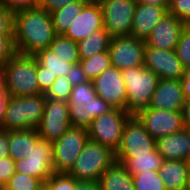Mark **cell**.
Segmentation results:
<instances>
[{"mask_svg":"<svg viewBox=\"0 0 190 190\" xmlns=\"http://www.w3.org/2000/svg\"><path fill=\"white\" fill-rule=\"evenodd\" d=\"M56 35L51 14L41 6L14 13L13 43L17 53L34 56L48 48Z\"/></svg>","mask_w":190,"mask_h":190,"instance_id":"1","label":"cell"},{"mask_svg":"<svg viewBox=\"0 0 190 190\" xmlns=\"http://www.w3.org/2000/svg\"><path fill=\"white\" fill-rule=\"evenodd\" d=\"M36 75L35 56L16 52L3 67L4 90L14 97L41 94Z\"/></svg>","mask_w":190,"mask_h":190,"instance_id":"2","label":"cell"},{"mask_svg":"<svg viewBox=\"0 0 190 190\" xmlns=\"http://www.w3.org/2000/svg\"><path fill=\"white\" fill-rule=\"evenodd\" d=\"M72 127L87 129L91 122L113 107L97 96L92 81L73 86L67 101Z\"/></svg>","mask_w":190,"mask_h":190,"instance_id":"3","label":"cell"},{"mask_svg":"<svg viewBox=\"0 0 190 190\" xmlns=\"http://www.w3.org/2000/svg\"><path fill=\"white\" fill-rule=\"evenodd\" d=\"M45 102L44 93L22 97L9 96L2 130L36 129L42 119Z\"/></svg>","mask_w":190,"mask_h":190,"instance_id":"4","label":"cell"},{"mask_svg":"<svg viewBox=\"0 0 190 190\" xmlns=\"http://www.w3.org/2000/svg\"><path fill=\"white\" fill-rule=\"evenodd\" d=\"M121 73L126 85V111L137 115L149 107L160 78L144 66L123 69Z\"/></svg>","mask_w":190,"mask_h":190,"instance_id":"5","label":"cell"},{"mask_svg":"<svg viewBox=\"0 0 190 190\" xmlns=\"http://www.w3.org/2000/svg\"><path fill=\"white\" fill-rule=\"evenodd\" d=\"M115 161V152L97 142L88 140L68 174L77 181H99L101 175Z\"/></svg>","mask_w":190,"mask_h":190,"instance_id":"6","label":"cell"},{"mask_svg":"<svg viewBox=\"0 0 190 190\" xmlns=\"http://www.w3.org/2000/svg\"><path fill=\"white\" fill-rule=\"evenodd\" d=\"M130 116L127 111L113 108L96 117L87 128L89 140L108 147L116 153L121 144L124 125Z\"/></svg>","mask_w":190,"mask_h":190,"instance_id":"7","label":"cell"},{"mask_svg":"<svg viewBox=\"0 0 190 190\" xmlns=\"http://www.w3.org/2000/svg\"><path fill=\"white\" fill-rule=\"evenodd\" d=\"M89 140L87 129L70 127L53 145V171L68 173Z\"/></svg>","mask_w":190,"mask_h":190,"instance_id":"8","label":"cell"},{"mask_svg":"<svg viewBox=\"0 0 190 190\" xmlns=\"http://www.w3.org/2000/svg\"><path fill=\"white\" fill-rule=\"evenodd\" d=\"M104 28L110 36H131L132 21L137 5L136 0H102L99 2Z\"/></svg>","mask_w":190,"mask_h":190,"instance_id":"9","label":"cell"},{"mask_svg":"<svg viewBox=\"0 0 190 190\" xmlns=\"http://www.w3.org/2000/svg\"><path fill=\"white\" fill-rule=\"evenodd\" d=\"M155 144L156 140L146 131L144 124L136 115H131L124 125L121 144L115 158L151 154L156 149Z\"/></svg>","mask_w":190,"mask_h":190,"instance_id":"10","label":"cell"},{"mask_svg":"<svg viewBox=\"0 0 190 190\" xmlns=\"http://www.w3.org/2000/svg\"><path fill=\"white\" fill-rule=\"evenodd\" d=\"M70 127L72 125L67 102L46 98L43 116L36 128L40 138L54 142Z\"/></svg>","mask_w":190,"mask_h":190,"instance_id":"11","label":"cell"},{"mask_svg":"<svg viewBox=\"0 0 190 190\" xmlns=\"http://www.w3.org/2000/svg\"><path fill=\"white\" fill-rule=\"evenodd\" d=\"M52 142L40 139L27 157L15 161V171L25 173L45 182L53 173Z\"/></svg>","mask_w":190,"mask_h":190,"instance_id":"12","label":"cell"},{"mask_svg":"<svg viewBox=\"0 0 190 190\" xmlns=\"http://www.w3.org/2000/svg\"><path fill=\"white\" fill-rule=\"evenodd\" d=\"M145 40L133 36L113 37L109 53L112 66L119 70L144 66Z\"/></svg>","mask_w":190,"mask_h":190,"instance_id":"13","label":"cell"},{"mask_svg":"<svg viewBox=\"0 0 190 190\" xmlns=\"http://www.w3.org/2000/svg\"><path fill=\"white\" fill-rule=\"evenodd\" d=\"M92 84L97 96L109 103L113 108L126 111V85L121 70L111 66L95 77Z\"/></svg>","mask_w":190,"mask_h":190,"instance_id":"14","label":"cell"},{"mask_svg":"<svg viewBox=\"0 0 190 190\" xmlns=\"http://www.w3.org/2000/svg\"><path fill=\"white\" fill-rule=\"evenodd\" d=\"M136 116L155 140L183 129L182 112L148 107L141 110Z\"/></svg>","mask_w":190,"mask_h":190,"instance_id":"15","label":"cell"},{"mask_svg":"<svg viewBox=\"0 0 190 190\" xmlns=\"http://www.w3.org/2000/svg\"><path fill=\"white\" fill-rule=\"evenodd\" d=\"M144 67L160 79L180 80L184 71L175 50H160L148 45L144 49Z\"/></svg>","mask_w":190,"mask_h":190,"instance_id":"16","label":"cell"},{"mask_svg":"<svg viewBox=\"0 0 190 190\" xmlns=\"http://www.w3.org/2000/svg\"><path fill=\"white\" fill-rule=\"evenodd\" d=\"M187 24L167 13L153 28L145 44L160 50H175Z\"/></svg>","mask_w":190,"mask_h":190,"instance_id":"17","label":"cell"},{"mask_svg":"<svg viewBox=\"0 0 190 190\" xmlns=\"http://www.w3.org/2000/svg\"><path fill=\"white\" fill-rule=\"evenodd\" d=\"M103 27V13L100 4L89 1L63 35L78 42Z\"/></svg>","mask_w":190,"mask_h":190,"instance_id":"18","label":"cell"},{"mask_svg":"<svg viewBox=\"0 0 190 190\" xmlns=\"http://www.w3.org/2000/svg\"><path fill=\"white\" fill-rule=\"evenodd\" d=\"M184 101L180 80L160 79L149 108L182 112Z\"/></svg>","mask_w":190,"mask_h":190,"instance_id":"19","label":"cell"},{"mask_svg":"<svg viewBox=\"0 0 190 190\" xmlns=\"http://www.w3.org/2000/svg\"><path fill=\"white\" fill-rule=\"evenodd\" d=\"M169 7L137 3L132 21L131 36L146 40L155 25L168 13Z\"/></svg>","mask_w":190,"mask_h":190,"instance_id":"20","label":"cell"},{"mask_svg":"<svg viewBox=\"0 0 190 190\" xmlns=\"http://www.w3.org/2000/svg\"><path fill=\"white\" fill-rule=\"evenodd\" d=\"M156 150L164 160H190V131L182 129L174 134L156 139Z\"/></svg>","mask_w":190,"mask_h":190,"instance_id":"21","label":"cell"},{"mask_svg":"<svg viewBox=\"0 0 190 190\" xmlns=\"http://www.w3.org/2000/svg\"><path fill=\"white\" fill-rule=\"evenodd\" d=\"M158 172L166 190H187V161L164 160Z\"/></svg>","mask_w":190,"mask_h":190,"instance_id":"22","label":"cell"},{"mask_svg":"<svg viewBox=\"0 0 190 190\" xmlns=\"http://www.w3.org/2000/svg\"><path fill=\"white\" fill-rule=\"evenodd\" d=\"M37 129L9 131V153L14 161L28 156L34 145L40 140Z\"/></svg>","mask_w":190,"mask_h":190,"instance_id":"23","label":"cell"},{"mask_svg":"<svg viewBox=\"0 0 190 190\" xmlns=\"http://www.w3.org/2000/svg\"><path fill=\"white\" fill-rule=\"evenodd\" d=\"M98 182L101 190H135L132 175L117 161L101 175Z\"/></svg>","mask_w":190,"mask_h":190,"instance_id":"24","label":"cell"},{"mask_svg":"<svg viewBox=\"0 0 190 190\" xmlns=\"http://www.w3.org/2000/svg\"><path fill=\"white\" fill-rule=\"evenodd\" d=\"M111 39L112 37L104 27L93 31L91 35L77 42L79 58L87 59L108 51Z\"/></svg>","mask_w":190,"mask_h":190,"instance_id":"25","label":"cell"},{"mask_svg":"<svg viewBox=\"0 0 190 190\" xmlns=\"http://www.w3.org/2000/svg\"><path fill=\"white\" fill-rule=\"evenodd\" d=\"M131 174L158 171L164 161L161 154L155 149L151 154L133 155L131 158H116Z\"/></svg>","mask_w":190,"mask_h":190,"instance_id":"26","label":"cell"},{"mask_svg":"<svg viewBox=\"0 0 190 190\" xmlns=\"http://www.w3.org/2000/svg\"><path fill=\"white\" fill-rule=\"evenodd\" d=\"M90 0H81L65 5L50 13L56 34H64L73 20Z\"/></svg>","mask_w":190,"mask_h":190,"instance_id":"27","label":"cell"},{"mask_svg":"<svg viewBox=\"0 0 190 190\" xmlns=\"http://www.w3.org/2000/svg\"><path fill=\"white\" fill-rule=\"evenodd\" d=\"M34 56L37 62L46 68V72L56 78L59 76H66L74 65V63L63 61V59L55 55L54 51L49 47L41 50Z\"/></svg>","mask_w":190,"mask_h":190,"instance_id":"28","label":"cell"},{"mask_svg":"<svg viewBox=\"0 0 190 190\" xmlns=\"http://www.w3.org/2000/svg\"><path fill=\"white\" fill-rule=\"evenodd\" d=\"M49 48L54 51L55 55L63 59V61L74 64L80 62L77 42L63 34H57Z\"/></svg>","mask_w":190,"mask_h":190,"instance_id":"29","label":"cell"},{"mask_svg":"<svg viewBox=\"0 0 190 190\" xmlns=\"http://www.w3.org/2000/svg\"><path fill=\"white\" fill-rule=\"evenodd\" d=\"M79 63L85 75L91 81L112 66L109 51L93 55L87 59H80Z\"/></svg>","mask_w":190,"mask_h":190,"instance_id":"30","label":"cell"},{"mask_svg":"<svg viewBox=\"0 0 190 190\" xmlns=\"http://www.w3.org/2000/svg\"><path fill=\"white\" fill-rule=\"evenodd\" d=\"M43 183L31 175L15 172L4 186L8 190H42Z\"/></svg>","mask_w":190,"mask_h":190,"instance_id":"31","label":"cell"},{"mask_svg":"<svg viewBox=\"0 0 190 190\" xmlns=\"http://www.w3.org/2000/svg\"><path fill=\"white\" fill-rule=\"evenodd\" d=\"M135 190H166L158 171L132 175Z\"/></svg>","mask_w":190,"mask_h":190,"instance_id":"32","label":"cell"},{"mask_svg":"<svg viewBox=\"0 0 190 190\" xmlns=\"http://www.w3.org/2000/svg\"><path fill=\"white\" fill-rule=\"evenodd\" d=\"M77 181L68 173L54 172L44 183L43 190H73Z\"/></svg>","mask_w":190,"mask_h":190,"instance_id":"33","label":"cell"},{"mask_svg":"<svg viewBox=\"0 0 190 190\" xmlns=\"http://www.w3.org/2000/svg\"><path fill=\"white\" fill-rule=\"evenodd\" d=\"M72 86L65 76H59L55 79L45 97L53 100L67 102L70 98Z\"/></svg>","mask_w":190,"mask_h":190,"instance_id":"34","label":"cell"},{"mask_svg":"<svg viewBox=\"0 0 190 190\" xmlns=\"http://www.w3.org/2000/svg\"><path fill=\"white\" fill-rule=\"evenodd\" d=\"M175 52L183 67H190V25H186L181 32Z\"/></svg>","mask_w":190,"mask_h":190,"instance_id":"35","label":"cell"},{"mask_svg":"<svg viewBox=\"0 0 190 190\" xmlns=\"http://www.w3.org/2000/svg\"><path fill=\"white\" fill-rule=\"evenodd\" d=\"M168 13L190 25V0H170Z\"/></svg>","mask_w":190,"mask_h":190,"instance_id":"36","label":"cell"},{"mask_svg":"<svg viewBox=\"0 0 190 190\" xmlns=\"http://www.w3.org/2000/svg\"><path fill=\"white\" fill-rule=\"evenodd\" d=\"M15 53L13 35H0V69H3Z\"/></svg>","mask_w":190,"mask_h":190,"instance_id":"37","label":"cell"},{"mask_svg":"<svg viewBox=\"0 0 190 190\" xmlns=\"http://www.w3.org/2000/svg\"><path fill=\"white\" fill-rule=\"evenodd\" d=\"M14 14L0 2V35H13Z\"/></svg>","mask_w":190,"mask_h":190,"instance_id":"38","label":"cell"},{"mask_svg":"<svg viewBox=\"0 0 190 190\" xmlns=\"http://www.w3.org/2000/svg\"><path fill=\"white\" fill-rule=\"evenodd\" d=\"M0 2L13 14L40 6L35 0H0Z\"/></svg>","mask_w":190,"mask_h":190,"instance_id":"39","label":"cell"},{"mask_svg":"<svg viewBox=\"0 0 190 190\" xmlns=\"http://www.w3.org/2000/svg\"><path fill=\"white\" fill-rule=\"evenodd\" d=\"M15 172V161L12 157L0 158V182L3 186Z\"/></svg>","mask_w":190,"mask_h":190,"instance_id":"40","label":"cell"},{"mask_svg":"<svg viewBox=\"0 0 190 190\" xmlns=\"http://www.w3.org/2000/svg\"><path fill=\"white\" fill-rule=\"evenodd\" d=\"M65 77L72 87L89 81L80 63L74 64Z\"/></svg>","mask_w":190,"mask_h":190,"instance_id":"41","label":"cell"},{"mask_svg":"<svg viewBox=\"0 0 190 190\" xmlns=\"http://www.w3.org/2000/svg\"><path fill=\"white\" fill-rule=\"evenodd\" d=\"M36 76L40 91L44 94L48 91V89L56 79V77H52L48 72H46V68L41 66L38 62H37Z\"/></svg>","mask_w":190,"mask_h":190,"instance_id":"42","label":"cell"},{"mask_svg":"<svg viewBox=\"0 0 190 190\" xmlns=\"http://www.w3.org/2000/svg\"><path fill=\"white\" fill-rule=\"evenodd\" d=\"M81 0H44L40 6L48 13H52L57 9L63 8L65 5Z\"/></svg>","mask_w":190,"mask_h":190,"instance_id":"43","label":"cell"},{"mask_svg":"<svg viewBox=\"0 0 190 190\" xmlns=\"http://www.w3.org/2000/svg\"><path fill=\"white\" fill-rule=\"evenodd\" d=\"M9 131L0 130V158L9 157Z\"/></svg>","mask_w":190,"mask_h":190,"instance_id":"44","label":"cell"},{"mask_svg":"<svg viewBox=\"0 0 190 190\" xmlns=\"http://www.w3.org/2000/svg\"><path fill=\"white\" fill-rule=\"evenodd\" d=\"M184 98H190V67L184 68L183 76L180 79Z\"/></svg>","mask_w":190,"mask_h":190,"instance_id":"45","label":"cell"},{"mask_svg":"<svg viewBox=\"0 0 190 190\" xmlns=\"http://www.w3.org/2000/svg\"><path fill=\"white\" fill-rule=\"evenodd\" d=\"M183 128L190 131V98H185L182 110Z\"/></svg>","mask_w":190,"mask_h":190,"instance_id":"46","label":"cell"},{"mask_svg":"<svg viewBox=\"0 0 190 190\" xmlns=\"http://www.w3.org/2000/svg\"><path fill=\"white\" fill-rule=\"evenodd\" d=\"M73 190H101L98 181H79Z\"/></svg>","mask_w":190,"mask_h":190,"instance_id":"47","label":"cell"},{"mask_svg":"<svg viewBox=\"0 0 190 190\" xmlns=\"http://www.w3.org/2000/svg\"><path fill=\"white\" fill-rule=\"evenodd\" d=\"M9 100V94L3 89L0 91V130H2L5 109Z\"/></svg>","mask_w":190,"mask_h":190,"instance_id":"48","label":"cell"},{"mask_svg":"<svg viewBox=\"0 0 190 190\" xmlns=\"http://www.w3.org/2000/svg\"><path fill=\"white\" fill-rule=\"evenodd\" d=\"M139 4H149L161 7H169L170 0H136Z\"/></svg>","mask_w":190,"mask_h":190,"instance_id":"49","label":"cell"},{"mask_svg":"<svg viewBox=\"0 0 190 190\" xmlns=\"http://www.w3.org/2000/svg\"><path fill=\"white\" fill-rule=\"evenodd\" d=\"M188 163V180H187V190H190V160L187 161Z\"/></svg>","mask_w":190,"mask_h":190,"instance_id":"50","label":"cell"},{"mask_svg":"<svg viewBox=\"0 0 190 190\" xmlns=\"http://www.w3.org/2000/svg\"><path fill=\"white\" fill-rule=\"evenodd\" d=\"M4 89L3 83V69H0V91Z\"/></svg>","mask_w":190,"mask_h":190,"instance_id":"51","label":"cell"},{"mask_svg":"<svg viewBox=\"0 0 190 190\" xmlns=\"http://www.w3.org/2000/svg\"><path fill=\"white\" fill-rule=\"evenodd\" d=\"M39 5L44 1V0H35Z\"/></svg>","mask_w":190,"mask_h":190,"instance_id":"52","label":"cell"},{"mask_svg":"<svg viewBox=\"0 0 190 190\" xmlns=\"http://www.w3.org/2000/svg\"><path fill=\"white\" fill-rule=\"evenodd\" d=\"M90 1H93V2H101L102 0H90Z\"/></svg>","mask_w":190,"mask_h":190,"instance_id":"53","label":"cell"},{"mask_svg":"<svg viewBox=\"0 0 190 190\" xmlns=\"http://www.w3.org/2000/svg\"><path fill=\"white\" fill-rule=\"evenodd\" d=\"M0 190H8L5 186H3Z\"/></svg>","mask_w":190,"mask_h":190,"instance_id":"54","label":"cell"}]
</instances>
